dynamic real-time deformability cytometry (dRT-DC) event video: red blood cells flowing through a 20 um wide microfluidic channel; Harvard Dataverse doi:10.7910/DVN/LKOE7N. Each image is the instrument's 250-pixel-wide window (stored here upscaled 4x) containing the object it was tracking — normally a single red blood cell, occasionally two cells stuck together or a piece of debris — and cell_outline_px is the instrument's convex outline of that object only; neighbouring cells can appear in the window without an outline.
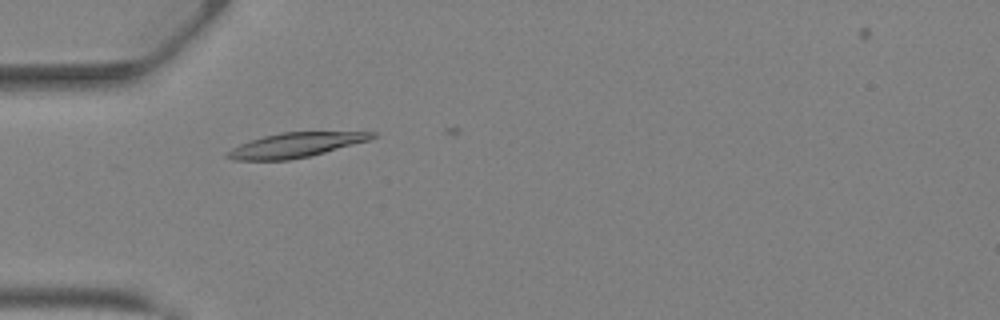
{"species": "Egyptian fruit bat (a non-hibernating species)", "species_latin": "Rousettus aegyptiacus", "temperature_condition": "warm", "stored_images_in_passage": 5, "camera_frame_rate_fps": 3000, "um_per_image_px": 0.085, "animal": {"sex": "female"}, "frame": {"image": 1, "passage_image": 2, "time_ms": 0.333, "image_size_px": [1000, 320], "cell_outline_px": [[376, 136], [368, 140], [324, 152], [308, 156], [288, 160], [236, 160], [224, 156], [232, 148], [240, 144], [264, 136], [280, 132], [376, 132]], "centroid_in_image_um": [25.09, 12.33], "position_along_channel_um": 59.9, "area_um2": 20.29}}